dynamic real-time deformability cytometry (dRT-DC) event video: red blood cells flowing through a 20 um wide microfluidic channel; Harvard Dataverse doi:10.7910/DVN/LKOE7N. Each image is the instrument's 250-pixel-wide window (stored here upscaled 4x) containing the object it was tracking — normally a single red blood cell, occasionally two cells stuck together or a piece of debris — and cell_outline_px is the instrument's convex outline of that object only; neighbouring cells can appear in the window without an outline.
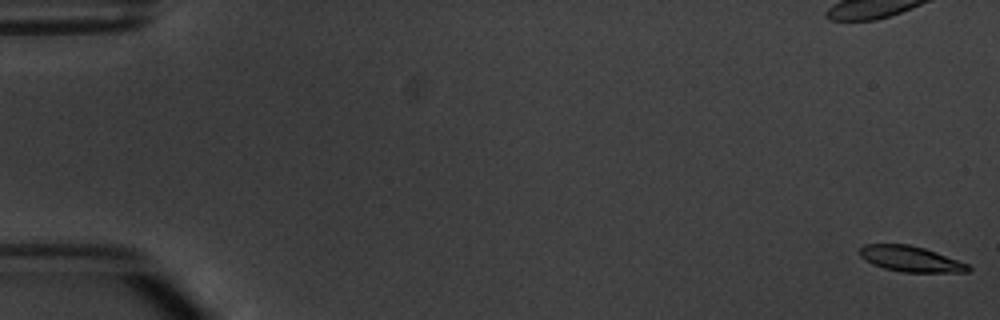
{"species": "common noctule bat (a hibernating species)", "species_latin": "Nyctalus noctula", "temperature_condition": "warm", "stored_images_in_passage": 5, "segment_of_instrument_passage": [2, 2], "camera_frame_rate_fps": 3000, "um_per_image_px": 0.085, "animal": {"sex": "male", "body_mass_g": 20.1, "forearm_length_mm": 53.5}, "frame": {"image": 1, "passage_image": 5, "time_ms": 4.667, "image_size_px": [1000, 320], "cell_outline_px": [[972, 268], [968, 272], [900, 272], [884, 268], [872, 264], [864, 260], [860, 256], [860, 248], [864, 244], [908, 244], [924, 248], [936, 252], [968, 264]], "centroid_in_image_um": [77.38, 22.01], "position_along_channel_um": 7.6, "area_um2": 16.18}}